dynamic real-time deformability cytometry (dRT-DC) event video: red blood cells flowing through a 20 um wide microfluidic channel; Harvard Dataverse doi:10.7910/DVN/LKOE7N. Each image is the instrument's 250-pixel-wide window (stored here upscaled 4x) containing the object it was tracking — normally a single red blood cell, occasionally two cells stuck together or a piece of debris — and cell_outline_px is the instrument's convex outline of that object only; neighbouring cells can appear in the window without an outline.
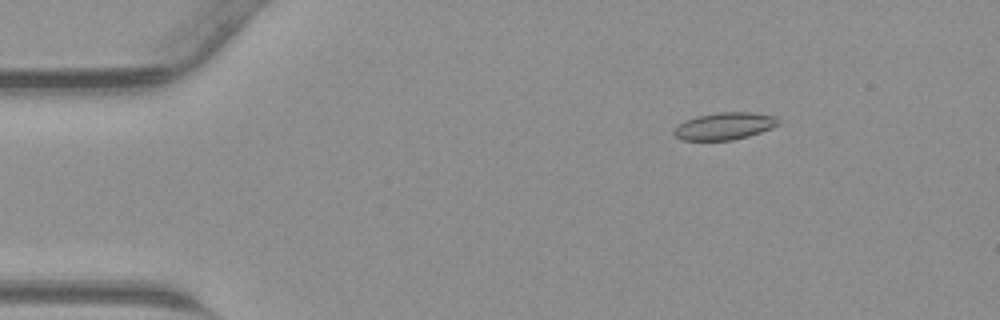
{"species": "common noctule bat (a hibernating species)", "species_latin": "Nyctalus noctula", "temperature_condition": "warm", "stored_images_in_passage": 45, "camera_frame_rate_fps": 3000, "um_per_image_px": 0.085, "animal": {"sex": "male", "body_mass_g": 23.1, "forearm_length_mm": 52.7}, "frame": {"image": 1, "passage_image": 7, "time_ms": 2.0, "image_size_px": [1000, 320], "cell_outline_px": [[780, 124], [772, 128], [748, 136], [732, 140], [684, 140], [676, 136], [672, 132], [672, 128], [684, 120], [696, 116], [720, 112], [752, 112], [776, 116], [780, 120]], "centroid_in_image_um": [61.58, 10.71], "position_along_channel_um": 23.4, "area_um2": 16.7}}
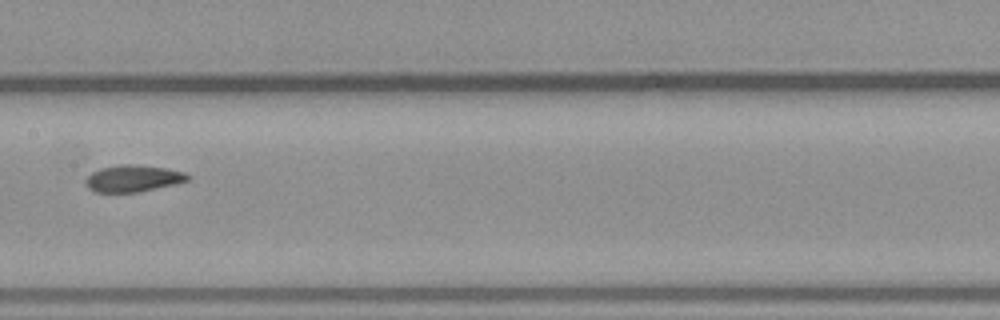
{"frame": {"image": 2, "passage_image": 23, "time_ms": 7.333, "image_size_px": [1000, 320], "cell_outline_px": [[192, 176], [188, 180], [176, 184], [136, 192], [96, 192], [88, 188], [84, 180], [92, 172], [100, 168], [120, 164], [132, 164], [164, 168], [184, 172]], "centroid_in_image_um": [11.3, 15.16], "position_along_channel_um": 196.1, "area_um2": 15.84}}
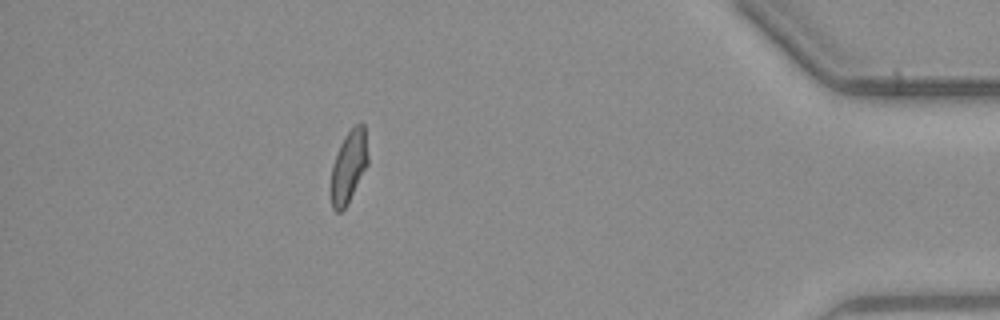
{"frame": {"image": 3, "passage_image": 40, "time_ms": 13.0, "image_size_px": [1000, 320], "cell_outline_px": [[368, 164], [348, 204], [340, 212], [336, 212], [332, 208], [332, 164], [340, 144], [344, 136], [360, 120], [364, 124], [368, 156]], "centroid_in_image_um": [29.66, 14.13], "position_along_channel_um": 405.5, "area_um2": 15.49}}